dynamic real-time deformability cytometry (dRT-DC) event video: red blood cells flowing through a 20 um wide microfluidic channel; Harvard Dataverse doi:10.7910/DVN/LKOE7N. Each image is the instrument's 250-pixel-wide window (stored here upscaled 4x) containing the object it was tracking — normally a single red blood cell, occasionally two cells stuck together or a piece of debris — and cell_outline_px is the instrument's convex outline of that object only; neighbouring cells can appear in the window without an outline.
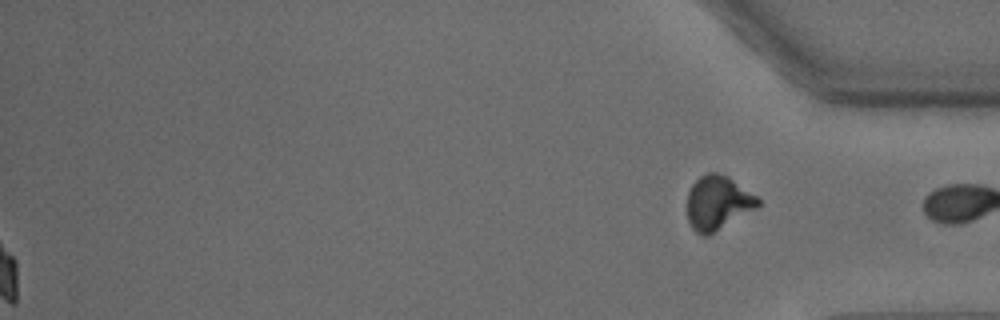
{"species": "common noctule bat (a hibernating species)", "species_latin": "Nyctalus noctula", "temperature_condition": "warm", "stored_images_in_passage": 52, "segment_of_instrument_passage": [2, 2], "camera_frame_rate_fps": 3000, "um_per_image_px": 0.085, "animal": {"sex": "male", "body_mass_g": 15.6}, "frame": {"image": 1, "passage_image": 52, "time_ms": 17.0, "image_size_px": [1000, 320], "cell_outline_px": [[760, 204], [756, 208], [708, 236], [700, 236], [688, 224], [688, 192], [692, 184], [700, 176], [708, 172], [716, 172], [728, 176], [756, 196], [760, 200]], "centroid_in_image_um": [60.99, 17.24], "position_along_channel_um": 374.2, "area_um2": 22.25}}